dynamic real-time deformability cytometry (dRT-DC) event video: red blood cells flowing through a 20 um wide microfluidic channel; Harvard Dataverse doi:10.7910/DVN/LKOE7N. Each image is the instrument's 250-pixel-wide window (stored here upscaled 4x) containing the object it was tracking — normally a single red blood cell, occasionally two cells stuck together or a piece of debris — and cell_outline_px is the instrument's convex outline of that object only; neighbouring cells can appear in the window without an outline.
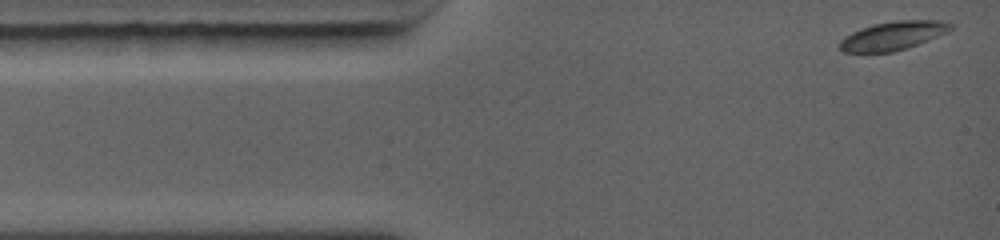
{"species": "common noctule bat (a hibernating species)", "species_latin": "Nyctalus noctula", "temperature_condition": "warm", "stored_images_in_passage": 4, "camera_frame_rate_fps": 5000, "um_per_image_px": 0.085, "animal": {"sex": "female", "body_mass_g": 19.0, "forearm_length_mm": 56.7}, "frame": {"image": 1, "passage_image": 1, "time_ms": 0.0, "image_size_px": [1000, 240], "cell_outline_px": [[952, 28], [948, 32], [916, 44], [892, 52], [844, 52], [840, 48], [840, 40], [852, 32], [860, 28], [872, 24], [896, 20], [940, 20], [952, 24]], "centroid_in_image_um": [75.89, 3.02], "position_along_channel_um": 9.1, "area_um2": 18.26}}
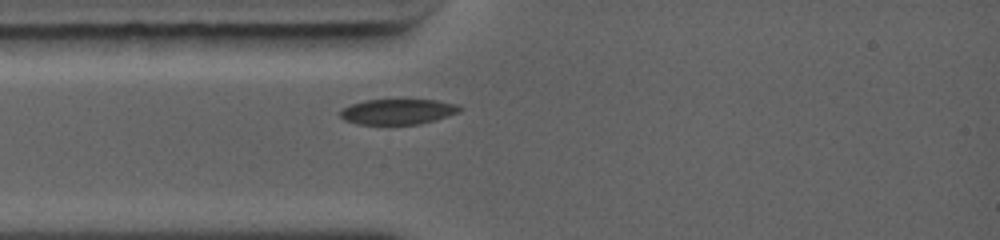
{"frame": {"image": 2, "passage_image": 4, "time_ms": 2.4, "image_size_px": [1000, 240], "cell_outline_px": [[464, 108], [460, 112], [436, 120], [420, 124], [356, 124], [344, 120], [340, 116], [340, 112], [344, 108], [352, 104], [364, 100], [436, 100], [460, 104]], "centroid_in_image_um": [33.88, 9.49], "position_along_channel_um": 51.1, "area_um2": 17.8}}